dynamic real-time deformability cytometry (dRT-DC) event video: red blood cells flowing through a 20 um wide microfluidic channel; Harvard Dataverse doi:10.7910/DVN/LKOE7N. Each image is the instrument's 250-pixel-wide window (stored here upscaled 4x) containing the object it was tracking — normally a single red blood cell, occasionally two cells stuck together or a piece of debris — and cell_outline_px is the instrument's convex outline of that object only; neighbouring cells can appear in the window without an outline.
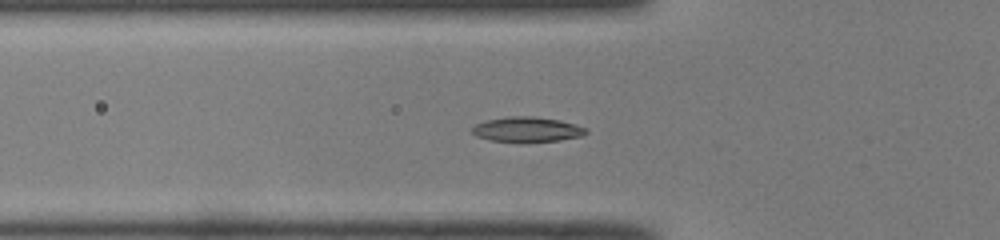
{"species": "common noctule bat (a hibernating species)", "species_latin": "Nyctalus noctula", "temperature_condition": "room temperature", "stored_images_in_passage": 46, "segment_of_instrument_passage": [1, 2], "camera_frame_rate_fps": 3000, "um_per_image_px": 0.085, "animal": {"sex": "male", "body_mass_g": 19.0, "forearm_length_mm": 50.8}, "frame": {"image": 1, "passage_image": 12, "time_ms": 3.667, "image_size_px": [1000, 240], "cell_outline_px": [[588, 132], [580, 136], [560, 140], [488, 140], [476, 136], [472, 132], [472, 128], [476, 124], [488, 120], [508, 116], [532, 116], [560, 120], [588, 128]], "centroid_in_image_um": [44.81, 10.97], "position_along_channel_um": 81.0, "area_um2": 16.01}}
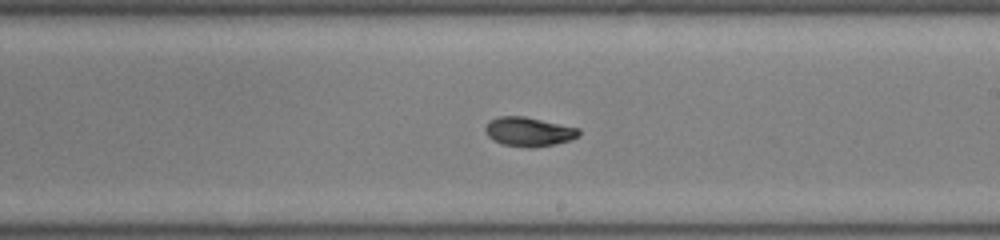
{"frame": {"image": 2, "passage_image": 24, "time_ms": 7.667, "image_size_px": [1000, 240], "cell_outline_px": [[580, 136], [556, 144], [532, 148], [528, 148], [504, 144], [492, 140], [488, 136], [484, 128], [492, 120], [500, 116], [524, 116], [580, 128]], "centroid_in_image_um": [44.97, 11.2], "position_along_channel_um": 244.0, "area_um2": 15.84}}
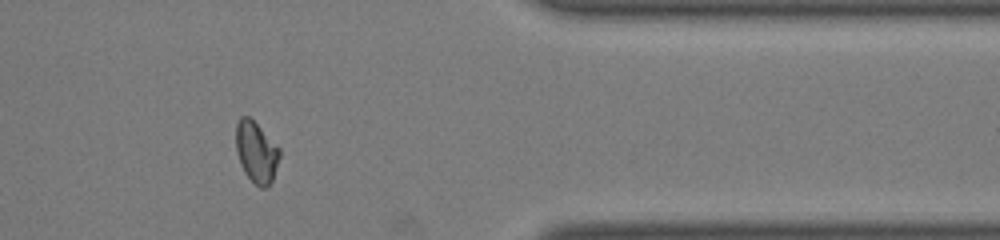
{"frame": {"image": 3, "passage_image": 36, "time_ms": 11.667, "image_size_px": [1000, 240], "cell_outline_px": [[280, 156], [272, 180], [264, 188], [260, 188], [244, 172], [240, 164], [236, 152], [236, 124], [240, 116], [248, 116], [280, 148]], "centroid_in_image_um": [21.77, 12.92], "position_along_channel_um": 389.6, "area_um2": 15.32}}